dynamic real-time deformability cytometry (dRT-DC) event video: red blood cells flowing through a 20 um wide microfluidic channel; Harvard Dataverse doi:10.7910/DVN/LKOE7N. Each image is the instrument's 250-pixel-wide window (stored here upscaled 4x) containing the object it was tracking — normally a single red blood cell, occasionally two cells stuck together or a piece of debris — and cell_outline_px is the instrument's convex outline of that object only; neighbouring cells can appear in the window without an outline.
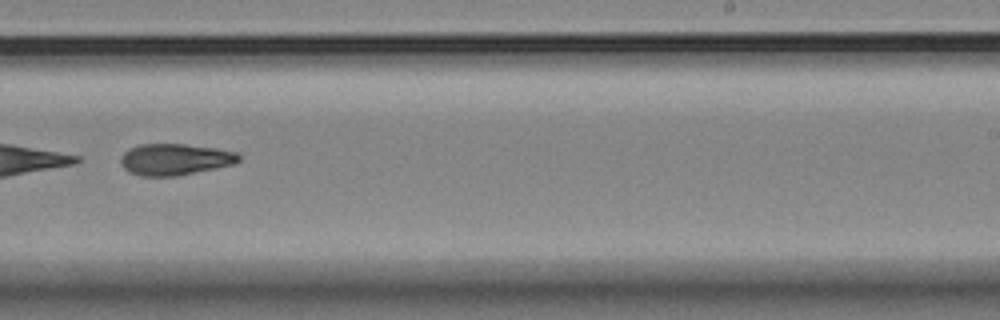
{"species": "Egyptian fruit bat (a non-hibernating species)", "species_latin": "Rousettus aegyptiacus", "temperature_condition": "room temperature", "stored_images_in_passage": 39, "camera_frame_rate_fps": 3000, "um_per_image_px": 0.085, "animal": {"sex": "female"}, "frame": {"image": 1, "passage_image": 27, "time_ms": 8.667, "image_size_px": [1000, 320], "cell_outline_px": [[240, 160], [232, 164], [216, 168], [176, 176], [140, 176], [128, 172], [124, 168], [120, 160], [124, 152], [128, 148], [140, 144], [184, 144], [216, 148], [236, 152], [240, 156]], "centroid_in_image_um": [14.84, 13.54], "position_along_channel_um": 274.2, "area_um2": 21.62}}
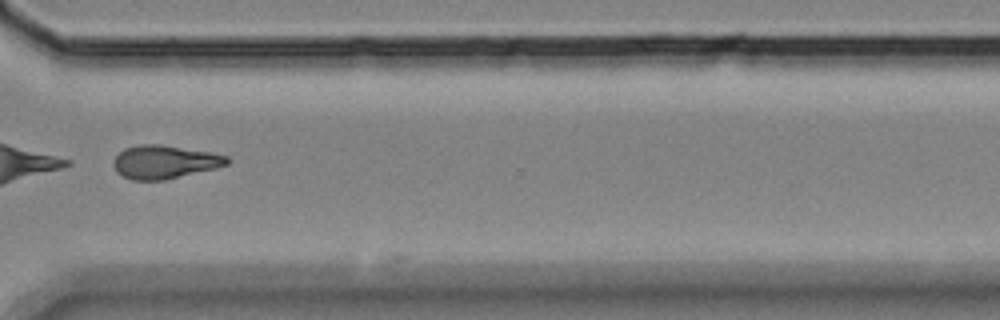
{"frame": {"image": 2, "passage_image": 34, "time_ms": 11.0, "image_size_px": [1000, 320], "cell_outline_px": [[228, 164], [164, 180], [132, 180], [116, 172], [112, 164], [112, 160], [124, 148], [140, 144], [160, 144], [208, 152], [228, 156]], "centroid_in_image_um": [13.91, 13.76], "position_along_channel_um": 356.7, "area_um2": 21.73}, "authors_computed_cell_mechanics": {"area_um2": 21.7328, "velocity_mm_per_s": 3.5278, "shape_relaxation_time_tau1_ms": null, "shape_relaxation_time_tau2_ms": 7.6087, "deformation_change_tau1": null, "deformation_change_tau2": 0.1618}}